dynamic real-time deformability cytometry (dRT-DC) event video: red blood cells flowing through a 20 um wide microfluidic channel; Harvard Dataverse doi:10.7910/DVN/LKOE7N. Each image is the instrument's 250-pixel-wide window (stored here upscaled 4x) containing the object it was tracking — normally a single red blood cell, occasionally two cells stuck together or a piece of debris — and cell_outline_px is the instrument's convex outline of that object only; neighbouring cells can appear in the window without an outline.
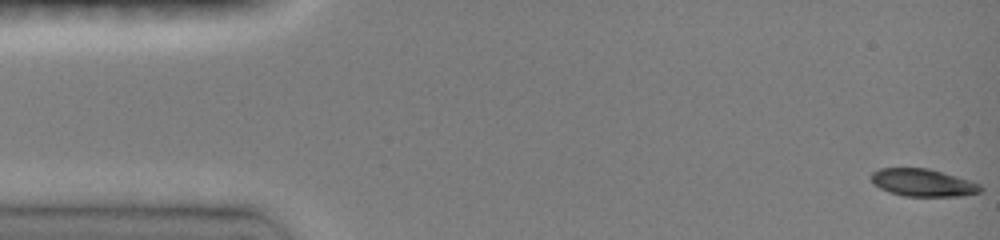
{"species": "common noctule bat (a hibernating species)", "species_latin": "Nyctalus noctula", "temperature_condition": "room temperature", "stored_images_in_passage": 20, "camera_frame_rate_fps": 3000, "um_per_image_px": 0.085, "animal": {"sex": "female", "body_mass_g": 19.0, "forearm_length_mm": 51.5}, "frame": {"image": 1, "passage_image": 1, "time_ms": 0.0, "image_size_px": [1000, 240], "cell_outline_px": [[984, 188], [980, 192], [960, 196], [904, 196], [888, 192], [872, 184], [872, 172], [880, 168], [928, 168], [956, 176], [980, 184]], "centroid_in_image_um": [78.43, 15.53], "position_along_channel_um": 6.6, "area_um2": 17.51}}
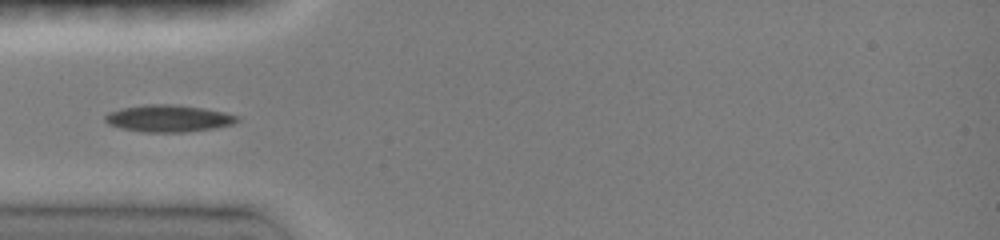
{"frame": {"image": 2, "passage_image": 13, "time_ms": 4.667, "image_size_px": [1000, 240], "cell_outline_px": [[240, 120], [232, 124], [212, 128], [184, 132], [144, 132], [124, 128], [108, 124], [104, 120], [104, 116], [108, 112], [120, 108], [144, 104], [172, 104], [204, 108], [224, 112], [240, 116]], "centroid_in_image_um": [14.31, 10.05], "position_along_channel_um": 70.7, "area_um2": 20.75}}
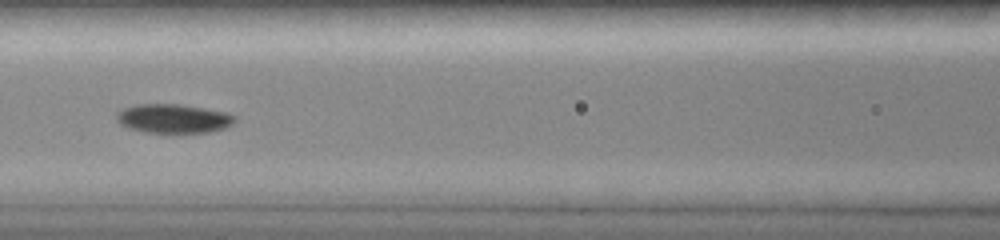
{"frame": {"image": 3, "passage_image": 18, "time_ms": 6.667, "image_size_px": [1000, 240], "cell_outline_px": [[236, 120], [232, 124], [224, 128], [212, 132], [144, 132], [128, 128], [120, 124], [116, 120], [116, 112], [124, 108], [136, 104], [180, 104], [204, 108], [224, 112], [236, 116]], "centroid_in_image_um": [14.71, 10.07], "position_along_channel_um": 151.9, "area_um2": 20.0}}